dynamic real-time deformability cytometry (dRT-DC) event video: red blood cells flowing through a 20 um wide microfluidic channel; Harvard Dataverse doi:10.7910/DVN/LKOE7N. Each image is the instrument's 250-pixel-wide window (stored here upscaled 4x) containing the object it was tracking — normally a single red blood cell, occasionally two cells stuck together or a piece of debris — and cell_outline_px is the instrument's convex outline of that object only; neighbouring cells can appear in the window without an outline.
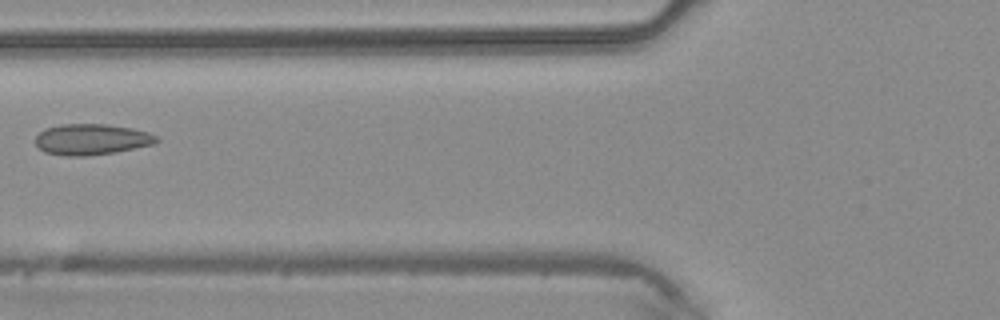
{"species": "common noctule bat (a hibernating species)", "species_latin": "Nyctalus noctula", "temperature_condition": "warm", "stored_images_in_passage": 3, "camera_frame_rate_fps": 3000, "um_per_image_px": 0.085, "animal": {"sex": "male", "body_mass_g": 20.4}, "frame": {"image": 1, "passage_image": 3, "time_ms": 0.667, "image_size_px": [1000, 320], "cell_outline_px": [[160, 140], [152, 144], [116, 152], [88, 156], [64, 156], [44, 152], [36, 144], [36, 136], [44, 128], [60, 124], [108, 124], [132, 128], [148, 132], [156, 136]], "centroid_in_image_um": [7.76, 11.84], "position_along_channel_um": 118.0, "area_um2": 21.91}}